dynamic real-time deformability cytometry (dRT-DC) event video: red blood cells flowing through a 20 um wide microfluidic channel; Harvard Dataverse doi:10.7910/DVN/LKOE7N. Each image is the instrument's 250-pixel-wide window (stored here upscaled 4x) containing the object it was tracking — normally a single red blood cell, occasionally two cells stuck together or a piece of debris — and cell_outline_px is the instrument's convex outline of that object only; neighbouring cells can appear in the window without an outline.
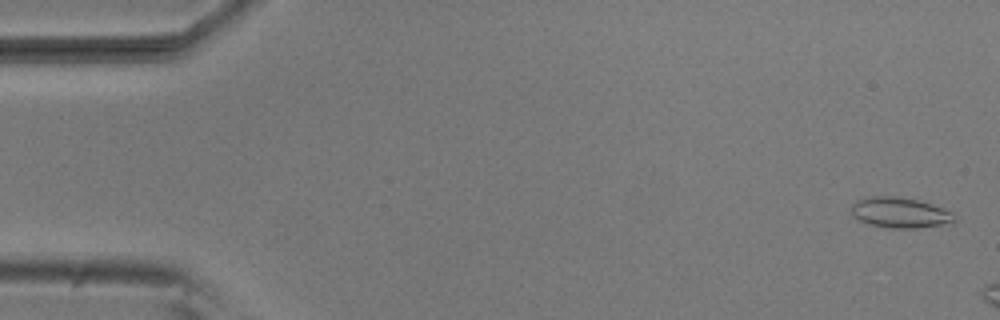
{"species": "common noctule bat (a hibernating species)", "species_latin": "Nyctalus noctula", "temperature_condition": "room temperature", "stored_images_in_passage": 15, "camera_frame_rate_fps": 3000, "um_per_image_px": 0.085, "animal": {"sex": "male", "body_mass_g": 20.5, "forearm_length_mm": 52.5}, "frame": {"image": 1, "passage_image": 2, "time_ms": 0.333, "image_size_px": [1000, 320], "cell_outline_px": [[956, 220], [940, 224], [916, 228], [892, 228], [868, 224], [856, 220], [852, 216], [852, 204], [856, 200], [872, 196], [896, 196], [920, 200], [952, 212]], "centroid_in_image_um": [76.42, 18.06], "position_along_channel_um": 8.6, "area_um2": 18.21}}
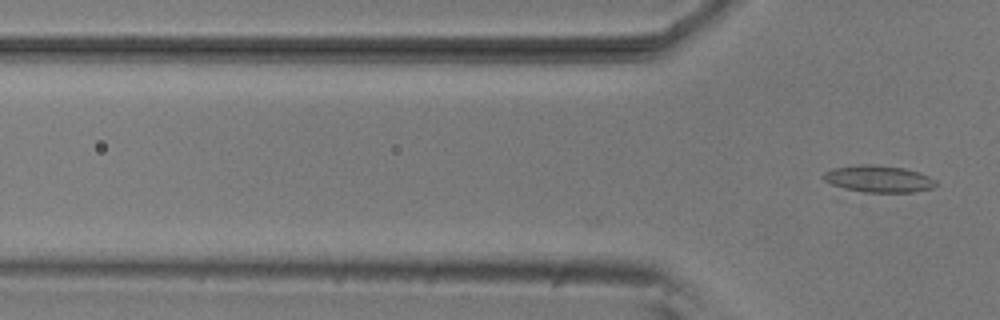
{"frame": {"image": 2, "passage_image": 15, "time_ms": 4.667, "image_size_px": [1000, 320], "cell_outline_px": [[936, 184], [932, 188], [912, 192], [864, 192], [832, 184], [824, 180], [824, 172], [832, 168], [860, 164], [872, 164], [904, 168], [920, 172], [936, 180]], "centroid_in_image_um": [74.7, 15.19], "position_along_channel_um": 51.1, "area_um2": 17.4}}